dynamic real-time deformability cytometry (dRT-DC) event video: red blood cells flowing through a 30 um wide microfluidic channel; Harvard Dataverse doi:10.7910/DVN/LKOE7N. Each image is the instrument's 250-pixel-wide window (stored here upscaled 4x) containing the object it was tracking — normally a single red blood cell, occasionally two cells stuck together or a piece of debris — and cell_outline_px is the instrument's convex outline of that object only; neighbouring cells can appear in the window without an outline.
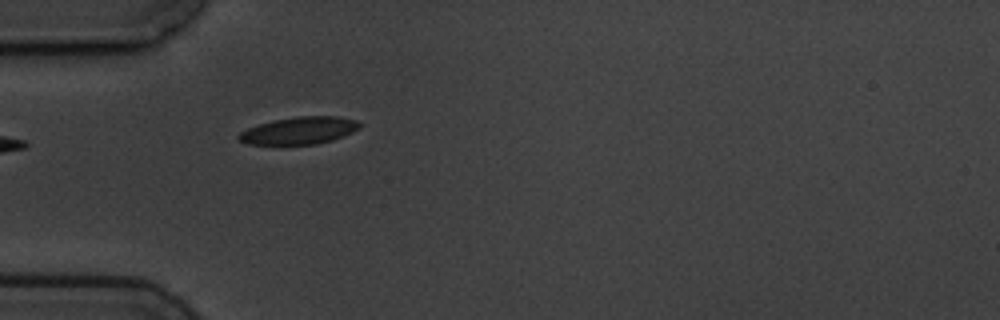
{"species": "common noctule bat (a hibernating species)", "species_latin": "Nyctalus noctula", "temperature_condition": "cold", "stored_images_in_passage": 2, "camera_frame_rate_fps": 3000, "um_per_image_px": 0.085, "animal": {"sex": "male", "body_mass_g": 19.5, "forearm_length_mm": 54.6}, "frame": {"image": 1, "passage_image": 2, "time_ms": 1.0, "image_size_px": [1000, 320], "cell_outline_px": [[360, 128], [352, 132], [332, 140], [316, 144], [248, 144], [240, 140], [236, 136], [240, 132], [248, 128], [272, 120], [296, 116], [336, 116], [356, 120], [360, 124]], "centroid_in_image_um": [25.43, 11.09], "position_along_channel_um": 59.6, "area_um2": 19.07}}